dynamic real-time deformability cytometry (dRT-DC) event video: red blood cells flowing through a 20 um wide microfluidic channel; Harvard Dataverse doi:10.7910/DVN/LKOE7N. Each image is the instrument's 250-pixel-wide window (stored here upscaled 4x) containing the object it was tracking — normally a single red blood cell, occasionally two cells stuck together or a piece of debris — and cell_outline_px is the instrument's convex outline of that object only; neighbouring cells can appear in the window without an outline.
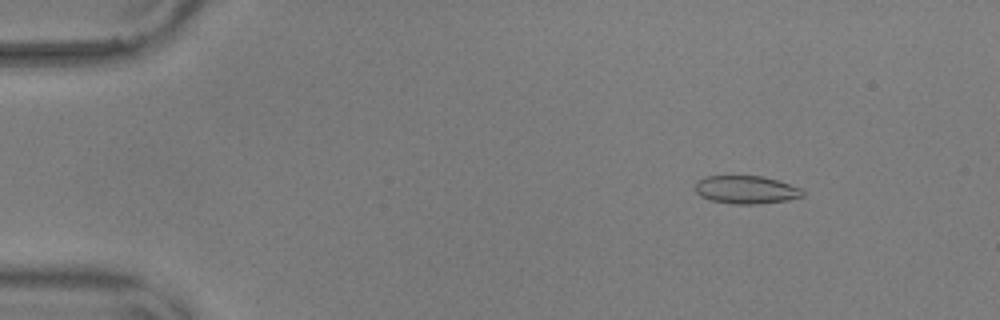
{"species": "common noctule bat (a hibernating species)", "species_latin": "Nyctalus noctula", "temperature_condition": "warm", "stored_images_in_passage": 56, "camera_frame_rate_fps": 3000, "um_per_image_px": 0.085, "animal": {"sex": "male", "body_mass_g": 17.9, "forearm_length_mm": 54.2}, "frame": {"image": 1, "passage_image": 8, "time_ms": 2.333, "image_size_px": [1000, 320], "cell_outline_px": [[804, 196], [788, 200], [756, 204], [732, 204], [712, 200], [700, 196], [696, 192], [696, 180], [708, 176], [760, 176], [776, 180], [800, 188], [804, 192]], "centroid_in_image_um": [63.41, 16.13], "position_along_channel_um": 21.6, "area_um2": 17.4}}
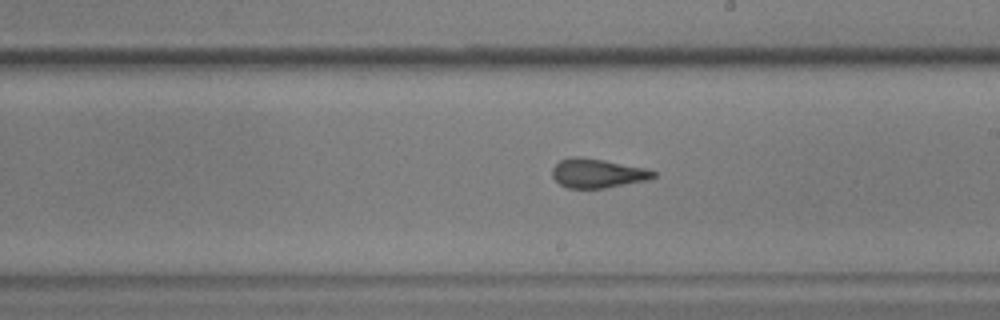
{"frame": {"image": 2, "passage_image": 33, "time_ms": 10.667, "image_size_px": [1000, 320], "cell_outline_px": [[656, 176], [648, 180], [604, 188], [568, 188], [560, 184], [552, 176], [552, 168], [560, 160], [572, 156], [580, 156], [604, 160], [644, 168], [656, 172]], "centroid_in_image_um": [50.76, 14.72], "position_along_channel_um": 238.2, "area_um2": 17.11}}
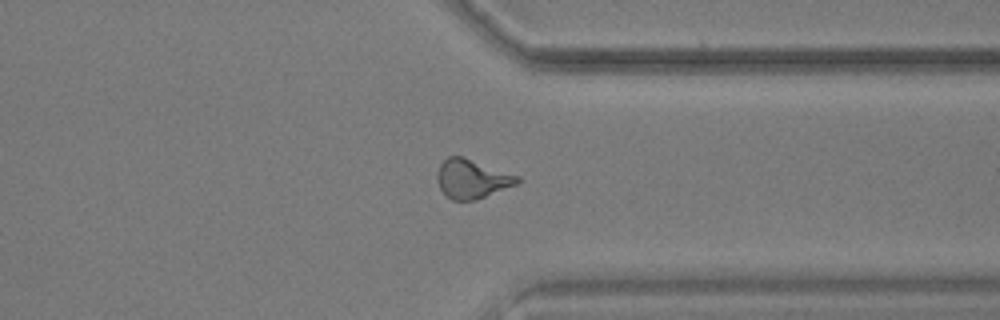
{"frame": {"image": 3, "passage_image": 44, "time_ms": 14.333, "image_size_px": [1000, 320], "cell_outline_px": [[520, 184], [476, 200], [452, 200], [440, 188], [436, 180], [436, 172], [440, 164], [448, 156], [464, 156], [520, 176]], "centroid_in_image_um": [40.15, 15.19], "position_along_channel_um": 371.3, "area_um2": 18.55}, "authors_computed_cell_mechanics": {"area_um2": 17.6868, "velocity_mm_per_s": 3.6566, "shape_relaxation_time_tau1_ms": null, "shape_relaxation_time_tau2_ms": 1.0947, "deformation_change_tau1": null, "deformation_change_tau2": 0.0826}}